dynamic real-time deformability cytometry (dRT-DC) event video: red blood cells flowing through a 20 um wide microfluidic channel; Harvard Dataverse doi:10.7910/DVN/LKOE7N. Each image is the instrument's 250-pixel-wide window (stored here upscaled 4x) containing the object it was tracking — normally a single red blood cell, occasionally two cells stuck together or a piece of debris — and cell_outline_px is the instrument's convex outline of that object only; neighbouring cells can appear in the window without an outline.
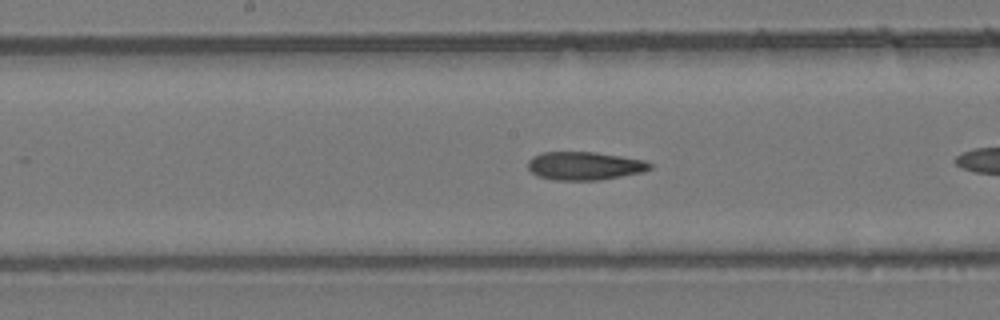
{"species": "common noctule bat (a hibernating species)", "species_latin": "Nyctalus noctula", "temperature_condition": "room temperature", "stored_images_in_passage": 26, "camera_frame_rate_fps": 3000, "um_per_image_px": 0.085, "animal": {"sex": "female", "body_mass_g": 24.6, "forearm_length_mm": 56.2}, "frame": {"image": 1, "passage_image": 12, "time_ms": 3.667, "image_size_px": [1000, 320], "cell_outline_px": [[652, 168], [644, 172], [596, 180], [552, 180], [536, 176], [528, 168], [528, 160], [532, 156], [544, 152], [596, 152], [644, 160], [652, 164]], "centroid_in_image_um": [49.67, 14.1], "position_along_channel_um": 198.5, "area_um2": 20.11}}
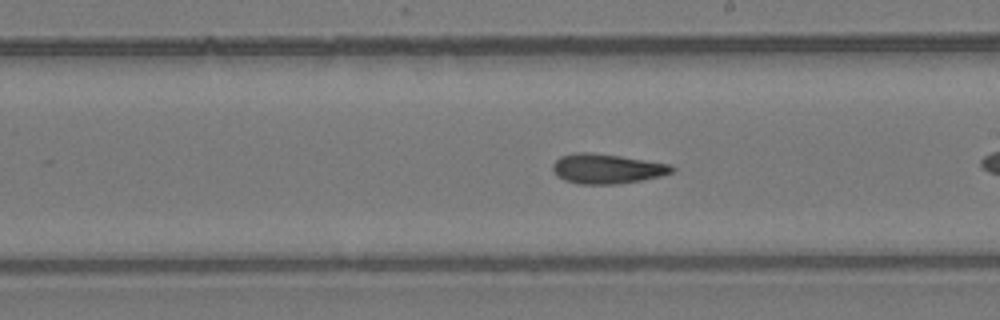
{"frame": {"image": 2, "passage_image": 15, "time_ms": 4.667, "image_size_px": [1000, 320], "cell_outline_px": [[676, 168], [672, 172], [660, 176], [640, 180], [616, 184], [576, 184], [564, 180], [556, 176], [552, 168], [552, 164], [560, 156], [576, 152], [592, 152], [620, 156], [668, 164]], "centroid_in_image_um": [51.52, 14.34], "position_along_channel_um": 237.5, "area_um2": 20.63}}
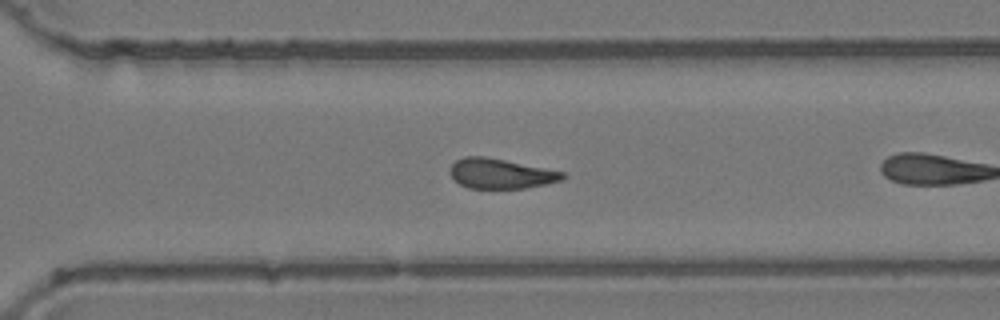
{"frame": {"image": 3, "passage_image": 22, "time_ms": 7.0, "image_size_px": [1000, 320], "cell_outline_px": [[568, 176], [560, 180], [548, 184], [524, 188], [468, 188], [460, 184], [452, 176], [452, 164], [456, 160], [464, 156], [484, 156], [564, 172]], "centroid_in_image_um": [42.59, 14.76], "position_along_channel_um": 328.0, "area_um2": 19.36}}